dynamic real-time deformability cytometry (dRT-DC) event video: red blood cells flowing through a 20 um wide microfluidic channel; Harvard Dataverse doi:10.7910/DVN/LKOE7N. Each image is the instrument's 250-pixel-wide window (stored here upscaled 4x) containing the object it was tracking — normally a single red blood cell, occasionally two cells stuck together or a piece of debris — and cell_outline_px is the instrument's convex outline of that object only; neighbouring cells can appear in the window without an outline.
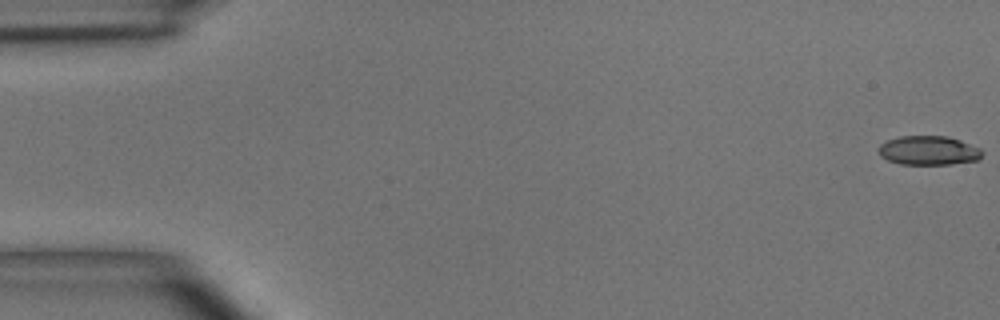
{"species": "common noctule bat (a hibernating species)", "species_latin": "Nyctalus noctula", "temperature_condition": "room temperature", "stored_images_in_passage": 5, "camera_frame_rate_fps": 3000, "um_per_image_px": 0.085, "animal": {"sex": "male", "body_mass_g": 15.6}, "frame": {"image": 1, "passage_image": 1, "time_ms": 0.0, "image_size_px": [1000, 320], "cell_outline_px": [[984, 152], [980, 160], [952, 164], [900, 164], [888, 160], [880, 156], [880, 144], [888, 140], [900, 136], [948, 136], [960, 140], [980, 148]], "centroid_in_image_um": [78.98, 12.79], "position_along_channel_um": 6.0, "area_um2": 17.63}}
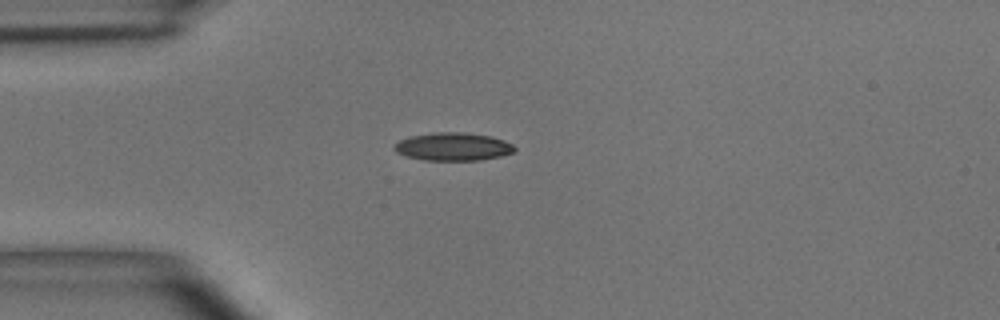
{"frame": {"image": 2, "passage_image": 4, "time_ms": 4.333, "image_size_px": [1000, 320], "cell_outline_px": [[516, 152], [500, 156], [480, 160], [424, 160], [408, 156], [396, 152], [392, 148], [400, 140], [408, 136], [432, 132], [464, 132], [492, 136], [504, 140], [512, 144], [516, 148]], "centroid_in_image_um": [38.53, 12.45], "position_along_channel_um": 46.5, "area_um2": 19.77}}